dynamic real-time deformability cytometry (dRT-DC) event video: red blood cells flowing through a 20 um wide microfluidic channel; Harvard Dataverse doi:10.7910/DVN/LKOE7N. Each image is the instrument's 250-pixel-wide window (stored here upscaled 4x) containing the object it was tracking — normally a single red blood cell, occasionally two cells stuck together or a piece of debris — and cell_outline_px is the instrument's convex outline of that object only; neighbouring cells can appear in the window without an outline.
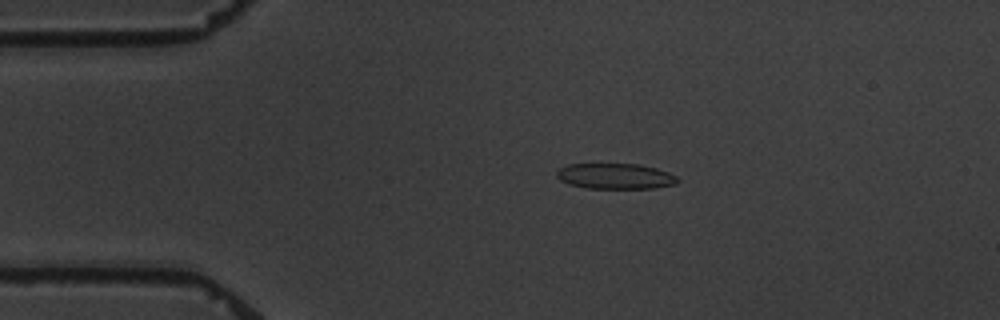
{"species": "common noctule bat (a hibernating species)", "species_latin": "Nyctalus noctula", "temperature_condition": "warm", "stored_images_in_passage": 4, "camera_frame_rate_fps": 3000, "um_per_image_px": 0.085, "animal": {"sex": "male", "body_mass_g": 19.5, "forearm_length_mm": 54.6}, "frame": {"image": 1, "passage_image": 3, "time_ms": 2.333, "image_size_px": [1000, 320], "cell_outline_px": [[680, 180], [676, 184], [656, 188], [584, 188], [568, 184], [560, 180], [556, 176], [556, 172], [560, 168], [568, 164], [640, 164], [656, 168], [668, 172], [676, 176]], "centroid_in_image_um": [52.3, 14.98], "position_along_channel_um": 32.7, "area_um2": 18.15}}